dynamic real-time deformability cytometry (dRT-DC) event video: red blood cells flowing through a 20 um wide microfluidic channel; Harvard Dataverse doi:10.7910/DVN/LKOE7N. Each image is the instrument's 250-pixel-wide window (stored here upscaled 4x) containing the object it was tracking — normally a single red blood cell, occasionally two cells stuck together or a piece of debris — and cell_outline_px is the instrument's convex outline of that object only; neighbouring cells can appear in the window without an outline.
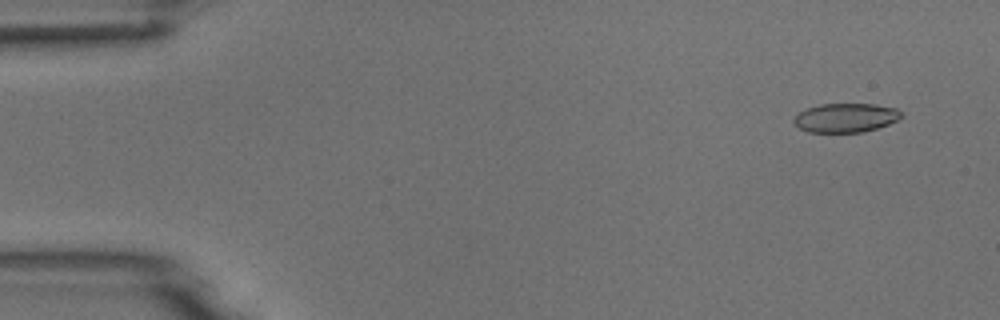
{"species": "common noctule bat (a hibernating species)", "species_latin": "Nyctalus noctula", "temperature_condition": "room temperature", "stored_images_in_passage": 9, "camera_frame_rate_fps": 3000, "um_per_image_px": 0.085, "animal": {"sex": "male", "body_mass_g": 18.8}, "frame": {"image": 1, "passage_image": 2, "time_ms": 1.0, "image_size_px": [1000, 320], "cell_outline_px": [[904, 116], [888, 124], [864, 132], [808, 132], [800, 128], [792, 120], [800, 112], [808, 108], [820, 104], [876, 104], [896, 108]], "centroid_in_image_um": [71.9, 10.01], "position_along_channel_um": 13.1, "area_um2": 18.03}}
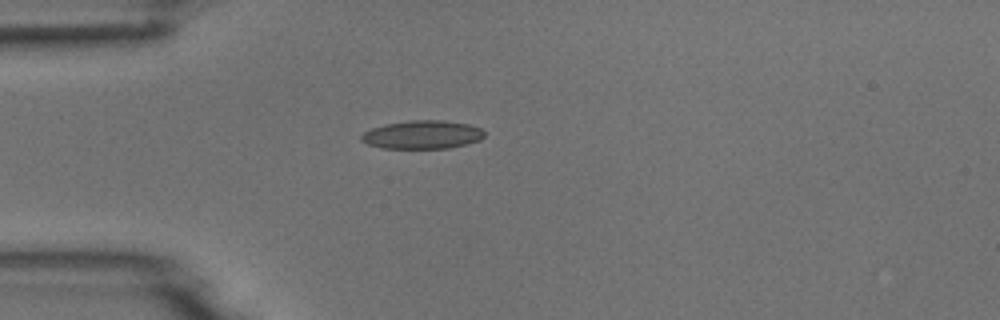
{"frame": {"image": 2, "passage_image": 4, "time_ms": 4.667, "image_size_px": [1000, 320], "cell_outline_px": [[484, 136], [480, 140], [468, 144], [448, 148], [384, 148], [368, 144], [360, 140], [360, 136], [364, 132], [372, 128], [384, 124], [412, 120], [444, 120], [468, 124], [480, 128], [484, 132]], "centroid_in_image_um": [35.9, 11.44], "position_along_channel_um": 49.1, "area_um2": 20.35}}
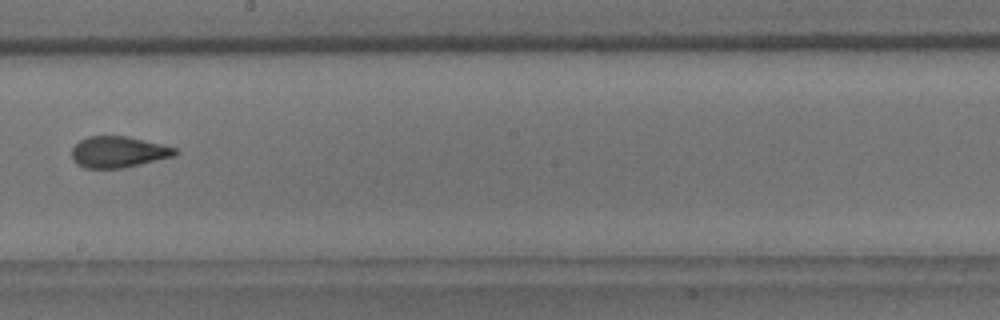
{"frame": {"image": 3, "passage_image": 9, "time_ms": 10.0, "image_size_px": [1000, 320], "cell_outline_px": [[180, 152], [176, 156], [124, 168], [84, 168], [76, 164], [72, 160], [72, 148], [80, 140], [88, 136], [128, 136], [176, 148]], "centroid_in_image_um": [10.07, 12.92], "position_along_channel_um": 238.1, "area_um2": 18.96}}